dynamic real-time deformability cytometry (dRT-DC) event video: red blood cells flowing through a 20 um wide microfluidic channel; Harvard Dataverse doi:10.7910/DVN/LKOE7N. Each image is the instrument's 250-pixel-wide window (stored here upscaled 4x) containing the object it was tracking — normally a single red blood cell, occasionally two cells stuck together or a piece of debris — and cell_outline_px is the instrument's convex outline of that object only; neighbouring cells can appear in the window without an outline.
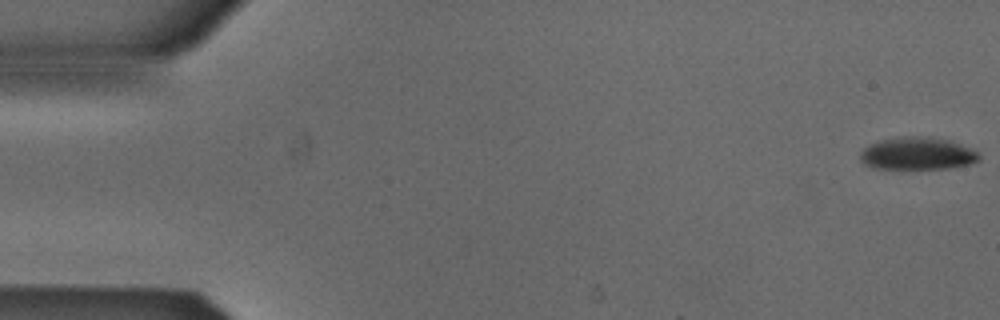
{"species": "Egyptian fruit bat (a non-hibernating species)", "species_latin": "Rousettus aegyptiacus", "temperature_condition": "cold", "stored_images_in_passage": 5, "camera_frame_rate_fps": 3000, "um_per_image_px": 0.085, "animal": {"sex": "male"}, "frame": {"image": 1, "passage_image": 1, "time_ms": 0.0, "image_size_px": [1000, 320], "cell_outline_px": [[980, 160], [972, 164], [952, 168], [872, 168], [864, 164], [860, 160], [860, 152], [868, 144], [880, 140], [904, 136], [928, 136], [948, 140], [972, 148], [980, 156]], "centroid_in_image_um": [77.98, 13.05], "position_along_channel_um": 7.0, "area_um2": 22.66}}
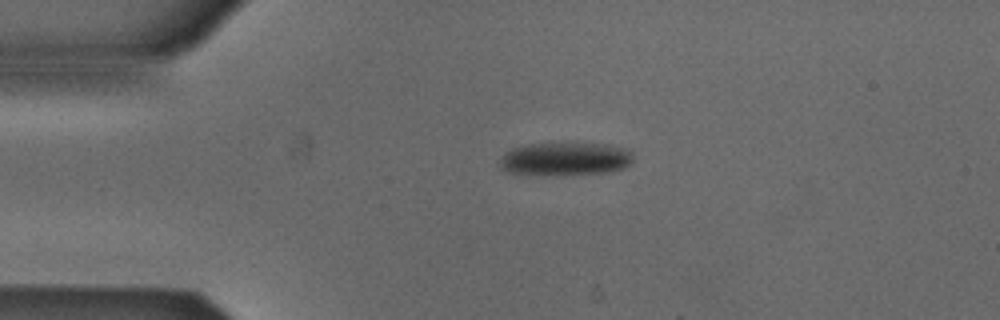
{"frame": {"image": 2, "passage_image": 4, "time_ms": 1.0, "image_size_px": [1000, 320], "cell_outline_px": [[632, 164], [624, 168], [612, 172], [564, 176], [540, 176], [504, 172], [496, 164], [504, 152], [512, 148], [528, 144], [608, 144], [632, 148]], "centroid_in_image_um": [48.03, 13.55], "position_along_channel_um": 37.0, "area_um2": 26.93}}